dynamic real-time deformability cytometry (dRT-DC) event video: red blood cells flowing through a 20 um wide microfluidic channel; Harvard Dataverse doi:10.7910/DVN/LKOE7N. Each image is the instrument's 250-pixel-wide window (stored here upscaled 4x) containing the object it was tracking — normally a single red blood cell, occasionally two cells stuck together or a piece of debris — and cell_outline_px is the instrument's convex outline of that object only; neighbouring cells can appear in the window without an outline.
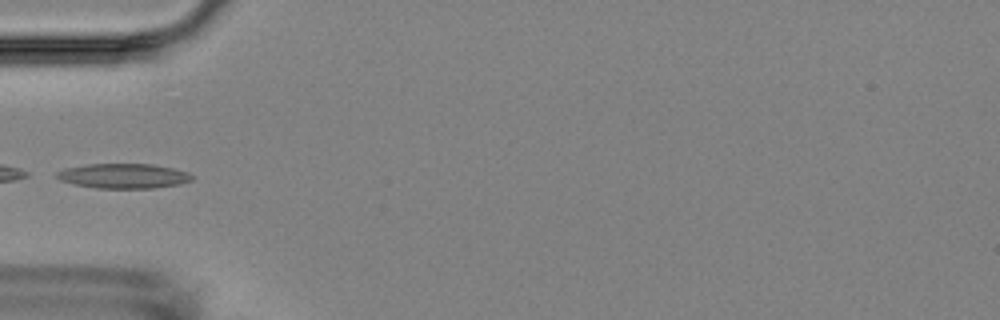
{"species": "Egyptian fruit bat (a non-hibernating species)", "species_latin": "Rousettus aegyptiacus", "temperature_condition": "room temperature", "stored_images_in_passage": 9, "camera_frame_rate_fps": 3000, "um_per_image_px": 0.085, "animal": {"sex": "female"}, "frame": {"image": 1, "passage_image": 6, "time_ms": 6.0, "image_size_px": [1000, 320], "cell_outline_px": [[196, 176], [192, 180], [180, 184], [152, 188], [96, 188], [76, 184], [60, 180], [56, 176], [56, 172], [64, 168], [88, 164], [152, 164], [172, 168], [188, 172]], "centroid_in_image_um": [10.53, 14.95], "position_along_channel_um": 74.5, "area_um2": 19.54}}
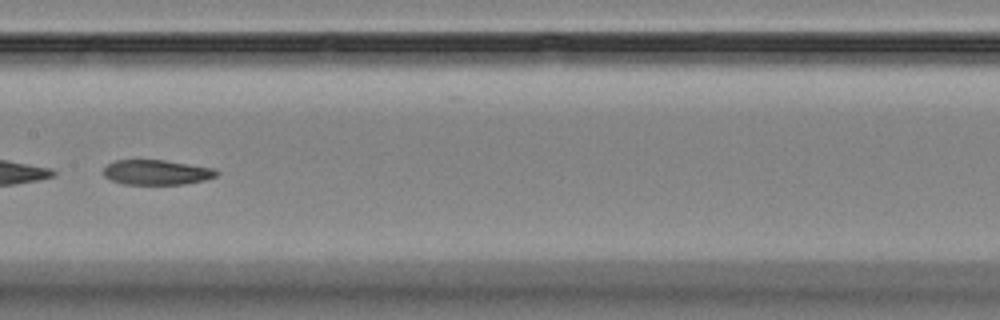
{"frame": {"image": 2, "passage_image": 9, "time_ms": 9.333, "image_size_px": [1000, 320], "cell_outline_px": [[220, 172], [216, 176], [204, 180], [184, 184], [124, 184], [112, 180], [104, 176], [104, 168], [108, 164], [116, 160], [164, 160], [216, 168]], "centroid_in_image_um": [13.35, 14.64], "position_along_channel_um": 194.0, "area_um2": 16.42}}